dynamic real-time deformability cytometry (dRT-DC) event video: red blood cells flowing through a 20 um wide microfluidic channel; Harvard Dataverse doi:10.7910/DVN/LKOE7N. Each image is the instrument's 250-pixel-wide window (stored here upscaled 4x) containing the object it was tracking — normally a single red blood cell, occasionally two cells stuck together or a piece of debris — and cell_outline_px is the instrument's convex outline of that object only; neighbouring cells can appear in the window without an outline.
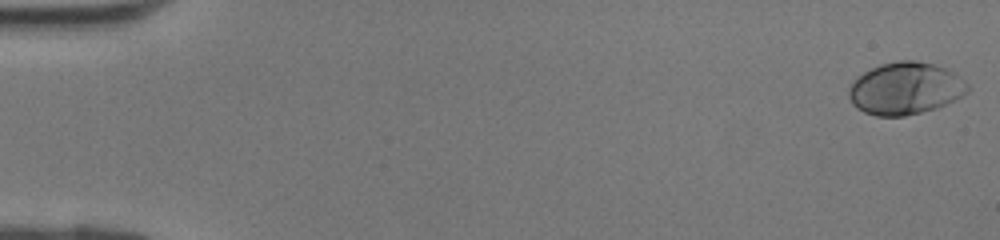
{"species": "human", "species_latin": "Homo sapiens", "temperature_condition": "room temperature", "stored_images_in_passage": 42, "camera_frame_rate_fps": 3000, "um_per_image_px": 0.085, "donor": {"sex": "female"}, "frame": {"image": 1, "passage_image": 1, "time_ms": 0.0, "image_size_px": [1000, 240], "cell_outline_px": [[968, 92], [956, 100], [936, 108], [904, 116], [876, 116], [864, 112], [856, 108], [852, 104], [848, 96], [848, 88], [856, 76], [880, 64], [896, 60], [916, 60], [932, 64], [944, 68], [952, 72], [964, 80], [968, 84]], "centroid_in_image_um": [76.92, 7.52], "position_along_channel_um": 8.1, "area_um2": 36.3}}
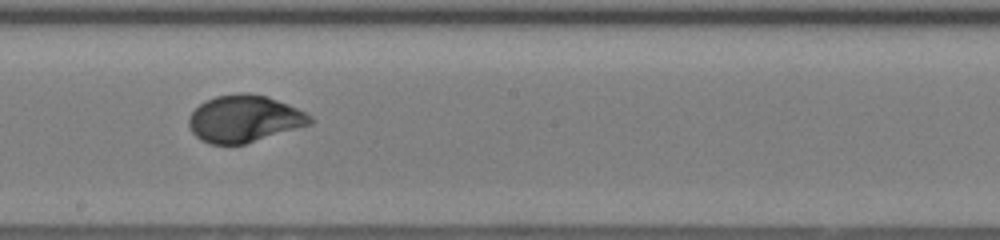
{"frame": {"image": 2, "passage_image": 24, "time_ms": 7.667, "image_size_px": [1000, 240], "cell_outline_px": [[312, 124], [244, 144], [208, 144], [200, 140], [192, 132], [188, 124], [188, 116], [200, 104], [216, 96], [240, 92], [244, 92], [268, 96], [288, 104], [312, 116]], "centroid_in_image_um": [20.75, 10.09], "position_along_channel_um": 227.4, "area_um2": 33.18}}
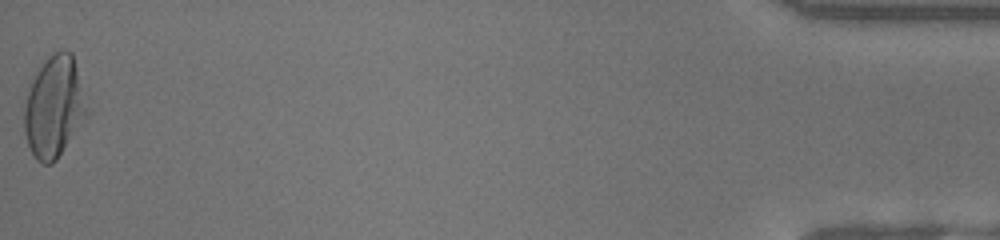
{"frame": {"image": 3, "passage_image": 42, "time_ms": 13.667, "image_size_px": [1000, 240], "cell_outline_px": [[88, 116], [56, 160], [52, 164], [44, 164], [36, 160], [28, 144], [24, 132], [24, 108], [28, 92], [32, 80], [36, 72], [48, 56], [52, 52], [60, 48], [72, 52], [88, 112]], "centroid_in_image_um": [4.59, 9.09], "position_along_channel_um": 430.6, "area_um2": 36.82}}